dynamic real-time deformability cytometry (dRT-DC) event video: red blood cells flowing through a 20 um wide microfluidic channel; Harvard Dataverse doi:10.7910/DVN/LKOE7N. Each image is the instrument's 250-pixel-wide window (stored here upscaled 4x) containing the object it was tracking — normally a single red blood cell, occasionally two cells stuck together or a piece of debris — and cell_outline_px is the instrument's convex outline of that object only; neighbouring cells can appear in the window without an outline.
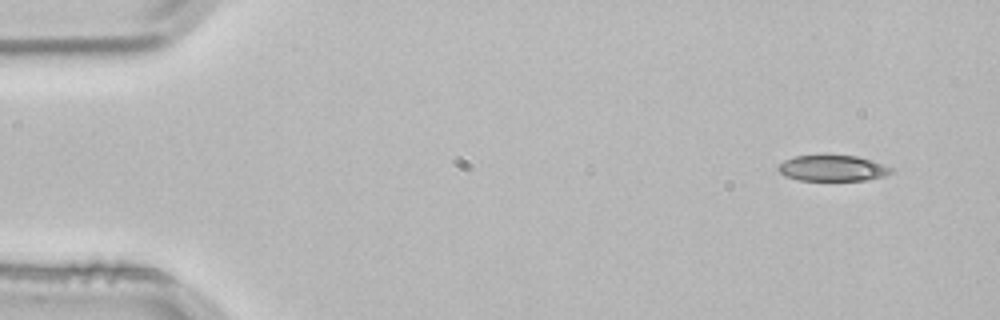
{"species": "common noctule bat (a hibernating species)", "species_latin": "Nyctalus noctula", "temperature_condition": "room temperature", "stored_images_in_passage": 4, "camera_frame_rate_fps": 3000, "um_per_image_px": 0.085, "animal": {"sex": "male", "body_mass_g": 21.5, "forearm_length_mm": 52.0}, "frame": {"image": 1, "passage_image": 1, "time_ms": 0.0, "image_size_px": [1000, 320], "cell_outline_px": [[892, 172], [884, 176], [864, 180], [800, 180], [784, 176], [776, 168], [784, 160], [796, 156], [856, 156], [872, 160], [884, 164], [892, 168]], "centroid_in_image_um": [70.77, 14.3], "position_along_channel_um": 14.2, "area_um2": 16.82}}